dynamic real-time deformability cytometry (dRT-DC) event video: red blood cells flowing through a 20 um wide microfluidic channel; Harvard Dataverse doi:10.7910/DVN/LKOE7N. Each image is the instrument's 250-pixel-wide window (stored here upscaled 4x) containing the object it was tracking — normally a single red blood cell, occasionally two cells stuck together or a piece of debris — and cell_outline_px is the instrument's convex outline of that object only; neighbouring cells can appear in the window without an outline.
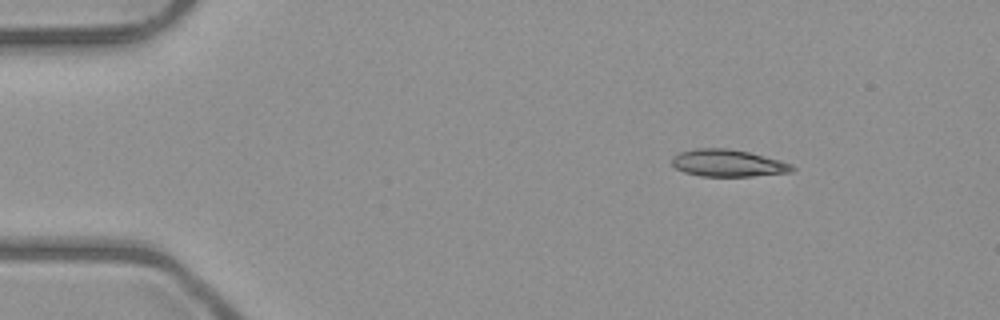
{"species": "common noctule bat (a hibernating species)", "species_latin": "Nyctalus noctula", "temperature_condition": "room temperature", "stored_images_in_passage": 6, "camera_frame_rate_fps": 3000, "um_per_image_px": 0.085, "animal": {"sex": "male", "body_mass_g": 23.1, "forearm_length_mm": 52.7}, "frame": {"image": 1, "passage_image": 2, "time_ms": 1.333, "image_size_px": [1000, 320], "cell_outline_px": [[796, 168], [792, 172], [752, 176], [700, 176], [684, 172], [676, 168], [672, 164], [672, 156], [680, 152], [696, 148], [728, 148], [748, 152], [780, 160], [792, 164]], "centroid_in_image_um": [61.87, 13.86], "position_along_channel_um": 23.1, "area_um2": 19.02}}
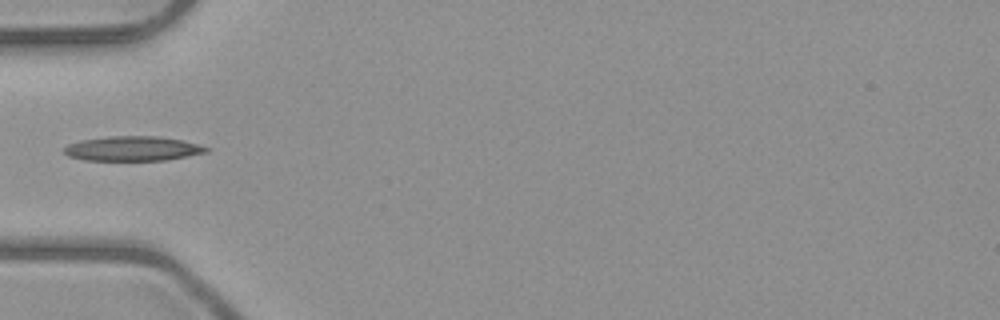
{"frame": {"image": 2, "passage_image": 5, "time_ms": 4.667, "image_size_px": [1000, 320], "cell_outline_px": [[212, 148], [208, 152], [168, 160], [84, 160], [68, 156], [64, 152], [64, 148], [68, 144], [80, 140], [108, 136], [160, 136], [180, 140]], "centroid_in_image_um": [11.28, 12.63], "position_along_channel_um": 73.7, "area_um2": 20.46}}
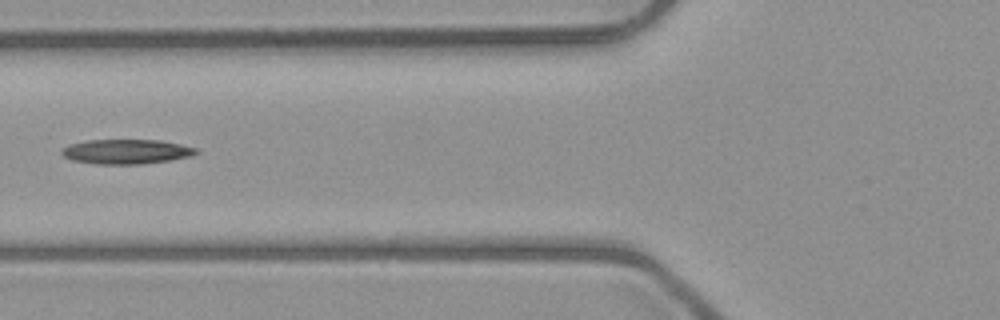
{"frame": {"image": 3, "passage_image": 6, "time_ms": 5.667, "image_size_px": [1000, 320], "cell_outline_px": [[200, 152], [192, 156], [172, 160], [140, 164], [96, 164], [72, 160], [64, 156], [60, 152], [68, 144], [88, 140], [160, 140], [180, 144], [196, 148]], "centroid_in_image_um": [10.76, 12.89], "position_along_channel_um": 115.0, "area_um2": 19.36}}